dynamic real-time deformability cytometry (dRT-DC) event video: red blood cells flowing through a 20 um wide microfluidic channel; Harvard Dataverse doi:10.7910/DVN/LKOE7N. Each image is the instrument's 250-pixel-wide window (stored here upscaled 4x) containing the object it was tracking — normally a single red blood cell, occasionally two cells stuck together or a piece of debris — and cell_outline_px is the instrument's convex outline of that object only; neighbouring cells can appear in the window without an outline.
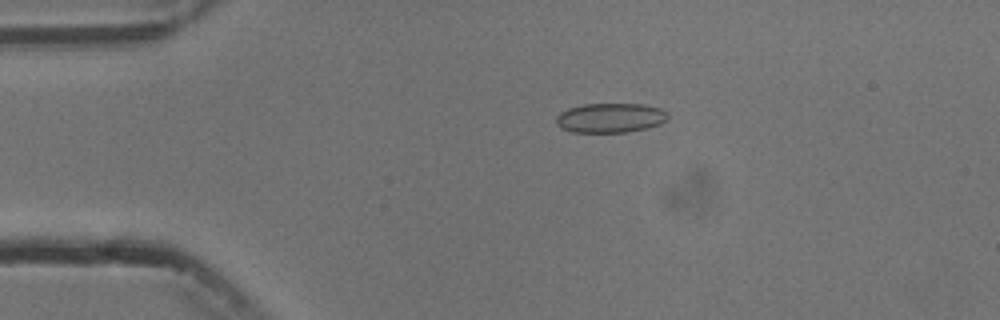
{"species": "common noctule bat (a hibernating species)", "species_latin": "Nyctalus noctula", "temperature_condition": "cold", "stored_images_in_passage": 5, "camera_frame_rate_fps": 3000, "um_per_image_px": 0.085, "animal": {"sex": "male", "body_mass_g": 13.3}, "frame": {"image": 1, "passage_image": 4, "time_ms": 3.333, "image_size_px": [1000, 320], "cell_outline_px": [[668, 116], [660, 124], [628, 132], [572, 132], [560, 128], [556, 124], [556, 116], [560, 112], [568, 108], [584, 104], [644, 104], [660, 108], [668, 112]], "centroid_in_image_um": [51.84, 10.01], "position_along_channel_um": 33.2, "area_um2": 19.25}}